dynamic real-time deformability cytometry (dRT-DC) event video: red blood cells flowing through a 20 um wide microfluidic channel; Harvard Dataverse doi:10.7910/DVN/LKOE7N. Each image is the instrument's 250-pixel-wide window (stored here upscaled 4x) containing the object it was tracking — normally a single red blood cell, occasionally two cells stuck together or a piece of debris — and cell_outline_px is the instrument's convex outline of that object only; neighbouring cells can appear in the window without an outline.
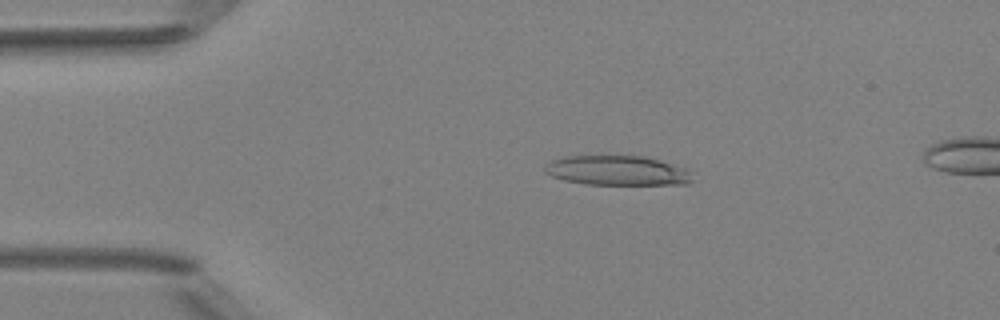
{"species": "Egyptian fruit bat (a non-hibernating species)", "species_latin": "Rousettus aegyptiacus", "temperature_condition": "room temperature", "stored_images_in_passage": 3, "camera_frame_rate_fps": 3000, "um_per_image_px": 0.085, "animal": {"sex": "female"}, "frame": {"image": 1, "passage_image": 1, "time_ms": 0.0, "image_size_px": [1000, 320], "cell_outline_px": [[692, 180], [688, 184], [584, 184], [564, 180], [552, 176], [544, 172], [544, 164], [552, 160], [568, 156], [644, 156], [660, 160], [688, 168]], "centroid_in_image_um": [52.46, 14.49], "position_along_channel_um": 32.5, "area_um2": 25.55}}